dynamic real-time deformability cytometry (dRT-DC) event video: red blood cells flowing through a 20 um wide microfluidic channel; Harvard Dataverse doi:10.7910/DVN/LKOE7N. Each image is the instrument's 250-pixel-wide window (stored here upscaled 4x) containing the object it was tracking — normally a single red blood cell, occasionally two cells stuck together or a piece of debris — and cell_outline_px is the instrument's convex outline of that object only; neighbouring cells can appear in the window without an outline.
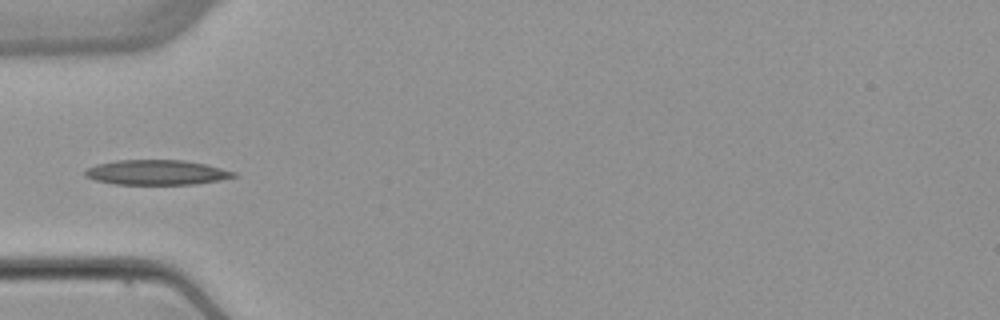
{"species": "common noctule bat (a hibernating species)", "species_latin": "Nyctalus noctula", "temperature_condition": "warm", "stored_images_in_passage": 5, "camera_frame_rate_fps": 3000, "um_per_image_px": 0.085, "animal": {"sex": "female", "body_mass_g": 22.7, "forearm_length_mm": 54.2}, "frame": {"image": 1, "passage_image": 4, "time_ms": 4.667, "image_size_px": [1000, 320], "cell_outline_px": [[236, 176], [220, 180], [196, 184], [116, 184], [96, 180], [84, 176], [84, 168], [96, 164], [116, 160], [184, 160], [208, 164], [236, 172]], "centroid_in_image_um": [13.3, 14.64], "position_along_channel_um": 71.7, "area_um2": 21.73}}
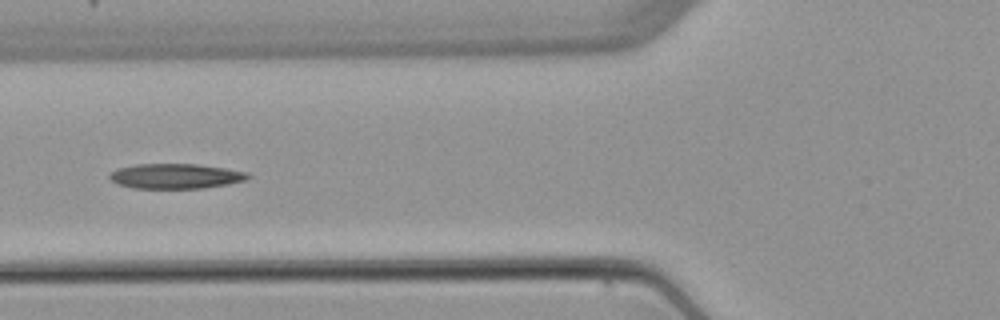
{"frame": {"image": 2, "passage_image": 5, "time_ms": 5.667, "image_size_px": [1000, 320], "cell_outline_px": [[252, 176], [248, 180], [228, 184], [204, 188], [132, 188], [116, 184], [108, 176], [116, 168], [136, 164], [196, 164], [224, 168], [248, 172]], "centroid_in_image_um": [14.94, 14.97], "position_along_channel_um": 110.9, "area_um2": 20.29}}